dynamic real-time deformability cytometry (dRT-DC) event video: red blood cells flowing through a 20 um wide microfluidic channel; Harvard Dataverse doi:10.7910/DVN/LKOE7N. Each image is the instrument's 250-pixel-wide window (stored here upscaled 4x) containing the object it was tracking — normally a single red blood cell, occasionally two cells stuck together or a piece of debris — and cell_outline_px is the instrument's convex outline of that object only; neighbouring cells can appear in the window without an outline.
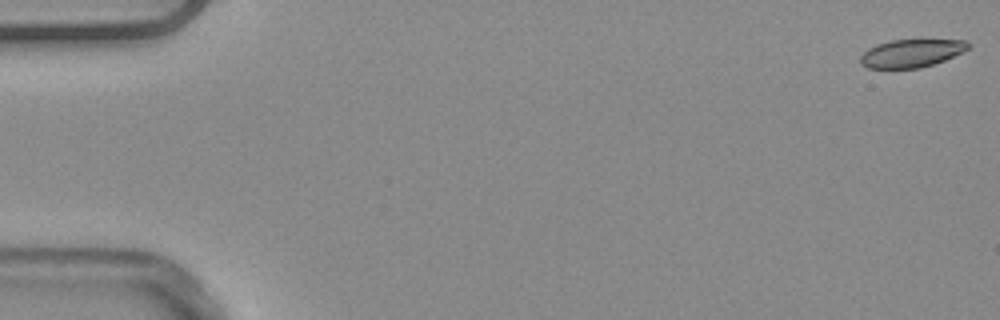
{"species": "common noctule bat (a hibernating species)", "species_latin": "Nyctalus noctula", "temperature_condition": "warm", "stored_images_in_passage": 53, "camera_frame_rate_fps": 3000, "um_per_image_px": 0.085, "animal": {"sex": "male", "body_mass_g": 20.4}, "frame": {"image": 1, "passage_image": 1, "time_ms": 0.0, "image_size_px": [1000, 320], "cell_outline_px": [[972, 44], [968, 48], [944, 60], [920, 68], [868, 68], [860, 64], [860, 56], [868, 48], [876, 44], [892, 40], [964, 40]], "centroid_in_image_um": [77.42, 4.52], "position_along_channel_um": 7.6, "area_um2": 17.4}}
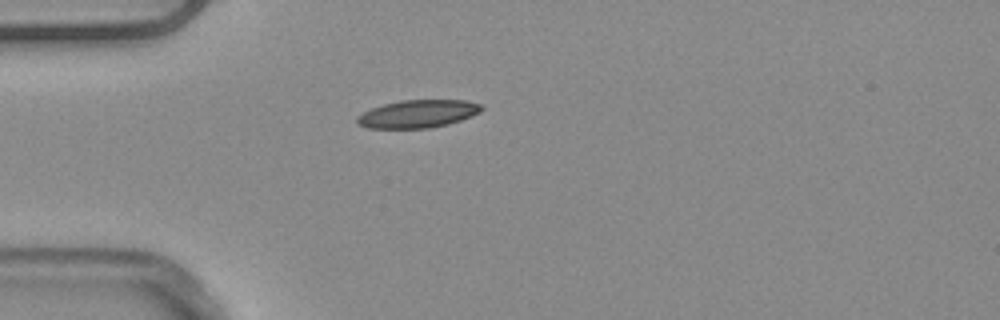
{"frame": {"image": 2, "passage_image": 15, "time_ms": 4.667, "image_size_px": [1000, 320], "cell_outline_px": [[484, 108], [480, 112], [460, 120], [448, 124], [428, 128], [368, 128], [356, 124], [356, 116], [372, 108], [384, 104], [400, 100], [464, 100], [480, 104]], "centroid_in_image_um": [35.49, 9.68], "position_along_channel_um": 49.5, "area_um2": 20.11}}
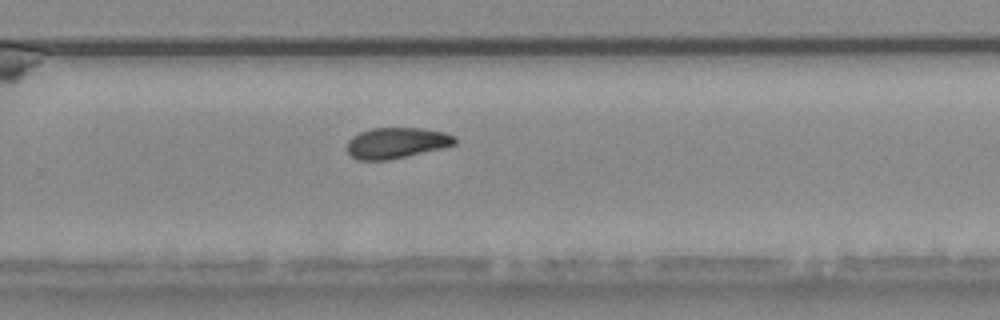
{"frame": {"image": 3, "passage_image": 35, "time_ms": 11.333, "image_size_px": [1000, 320], "cell_outline_px": [[456, 144], [440, 148], [388, 160], [356, 160], [348, 152], [348, 140], [352, 136], [360, 132], [372, 128], [424, 128], [444, 132], [456, 136]], "centroid_in_image_um": [33.7, 12.14], "position_along_channel_um": 296.1, "area_um2": 19.25}}